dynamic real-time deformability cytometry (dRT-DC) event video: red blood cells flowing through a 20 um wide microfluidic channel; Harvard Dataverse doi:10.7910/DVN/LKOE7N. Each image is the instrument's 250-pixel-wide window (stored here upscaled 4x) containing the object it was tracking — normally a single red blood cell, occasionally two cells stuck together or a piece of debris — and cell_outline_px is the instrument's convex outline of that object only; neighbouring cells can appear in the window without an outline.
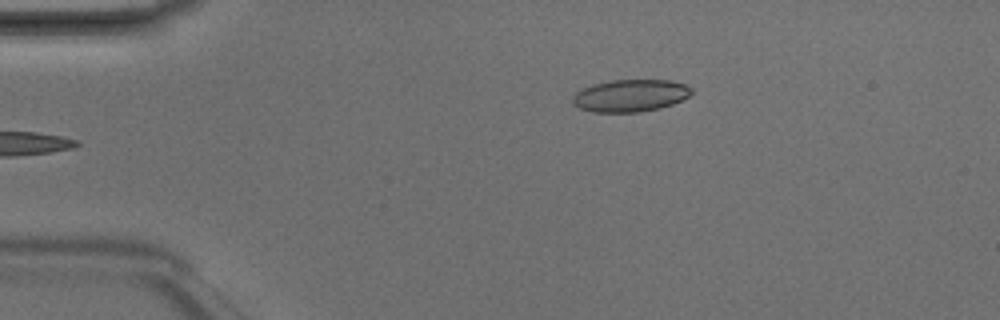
{"species": "Egyptian fruit bat (a non-hibernating species)", "species_latin": "Rousettus aegyptiacus", "temperature_condition": "room temperature", "stored_images_in_passage": 5, "camera_frame_rate_fps": 3000, "um_per_image_px": 0.085, "animal": {"sex": "male"}, "frame": {"image": 1, "passage_image": 5, "time_ms": 1.333, "image_size_px": [1000, 320], "cell_outline_px": [[692, 92], [688, 96], [672, 104], [660, 108], [640, 112], [592, 112], [580, 108], [572, 104], [572, 96], [576, 92], [592, 84], [612, 80], [668, 80], [684, 84], [692, 88]], "centroid_in_image_um": [53.55, 8.13], "position_along_channel_um": 31.5, "area_um2": 22.31}}